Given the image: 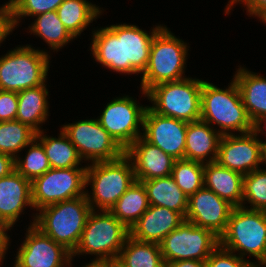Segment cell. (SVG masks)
Listing matches in <instances>:
<instances>
[{
  "instance_id": "5",
  "label": "cell",
  "mask_w": 266,
  "mask_h": 267,
  "mask_svg": "<svg viewBox=\"0 0 266 267\" xmlns=\"http://www.w3.org/2000/svg\"><path fill=\"white\" fill-rule=\"evenodd\" d=\"M86 167V187L92 185V193L87 190L85 195L92 210L110 211L136 180L132 161L125 153L118 159L93 162Z\"/></svg>"
},
{
  "instance_id": "29",
  "label": "cell",
  "mask_w": 266,
  "mask_h": 267,
  "mask_svg": "<svg viewBox=\"0 0 266 267\" xmlns=\"http://www.w3.org/2000/svg\"><path fill=\"white\" fill-rule=\"evenodd\" d=\"M128 267H166L158 243L128 236L118 255Z\"/></svg>"
},
{
  "instance_id": "8",
  "label": "cell",
  "mask_w": 266,
  "mask_h": 267,
  "mask_svg": "<svg viewBox=\"0 0 266 267\" xmlns=\"http://www.w3.org/2000/svg\"><path fill=\"white\" fill-rule=\"evenodd\" d=\"M50 55L31 45L17 46L0 58V90L20 92L46 83Z\"/></svg>"
},
{
  "instance_id": "1",
  "label": "cell",
  "mask_w": 266,
  "mask_h": 267,
  "mask_svg": "<svg viewBox=\"0 0 266 267\" xmlns=\"http://www.w3.org/2000/svg\"><path fill=\"white\" fill-rule=\"evenodd\" d=\"M164 26L147 33L136 25L114 24L92 32L91 53L103 67L121 74L143 73L149 61L154 36Z\"/></svg>"
},
{
  "instance_id": "42",
  "label": "cell",
  "mask_w": 266,
  "mask_h": 267,
  "mask_svg": "<svg viewBox=\"0 0 266 267\" xmlns=\"http://www.w3.org/2000/svg\"><path fill=\"white\" fill-rule=\"evenodd\" d=\"M166 267H206V262L197 260H182L170 262L166 265Z\"/></svg>"
},
{
  "instance_id": "36",
  "label": "cell",
  "mask_w": 266,
  "mask_h": 267,
  "mask_svg": "<svg viewBox=\"0 0 266 267\" xmlns=\"http://www.w3.org/2000/svg\"><path fill=\"white\" fill-rule=\"evenodd\" d=\"M206 267H257V262L243 259L220 245L207 258Z\"/></svg>"
},
{
  "instance_id": "7",
  "label": "cell",
  "mask_w": 266,
  "mask_h": 267,
  "mask_svg": "<svg viewBox=\"0 0 266 267\" xmlns=\"http://www.w3.org/2000/svg\"><path fill=\"white\" fill-rule=\"evenodd\" d=\"M203 80L185 78L164 82L150 88L142 95L152 102L153 112L186 122L201 119V89Z\"/></svg>"
},
{
  "instance_id": "16",
  "label": "cell",
  "mask_w": 266,
  "mask_h": 267,
  "mask_svg": "<svg viewBox=\"0 0 266 267\" xmlns=\"http://www.w3.org/2000/svg\"><path fill=\"white\" fill-rule=\"evenodd\" d=\"M187 126L188 122L161 116L147 106L142 137L174 159H184Z\"/></svg>"
},
{
  "instance_id": "45",
  "label": "cell",
  "mask_w": 266,
  "mask_h": 267,
  "mask_svg": "<svg viewBox=\"0 0 266 267\" xmlns=\"http://www.w3.org/2000/svg\"><path fill=\"white\" fill-rule=\"evenodd\" d=\"M261 144V164L266 165V140L263 142L260 139Z\"/></svg>"
},
{
  "instance_id": "20",
  "label": "cell",
  "mask_w": 266,
  "mask_h": 267,
  "mask_svg": "<svg viewBox=\"0 0 266 267\" xmlns=\"http://www.w3.org/2000/svg\"><path fill=\"white\" fill-rule=\"evenodd\" d=\"M184 220L185 217L179 212L162 206L150 205L129 229V236L139 241L159 244Z\"/></svg>"
},
{
  "instance_id": "39",
  "label": "cell",
  "mask_w": 266,
  "mask_h": 267,
  "mask_svg": "<svg viewBox=\"0 0 266 267\" xmlns=\"http://www.w3.org/2000/svg\"><path fill=\"white\" fill-rule=\"evenodd\" d=\"M243 4L251 17H258L266 9V0H238L235 4Z\"/></svg>"
},
{
  "instance_id": "30",
  "label": "cell",
  "mask_w": 266,
  "mask_h": 267,
  "mask_svg": "<svg viewBox=\"0 0 266 267\" xmlns=\"http://www.w3.org/2000/svg\"><path fill=\"white\" fill-rule=\"evenodd\" d=\"M29 32L37 35L49 46L50 50H58L75 39L65 28L56 11H49L36 15V19L29 26Z\"/></svg>"
},
{
  "instance_id": "38",
  "label": "cell",
  "mask_w": 266,
  "mask_h": 267,
  "mask_svg": "<svg viewBox=\"0 0 266 267\" xmlns=\"http://www.w3.org/2000/svg\"><path fill=\"white\" fill-rule=\"evenodd\" d=\"M14 29L12 8L9 0L5 5L0 7V43H2Z\"/></svg>"
},
{
  "instance_id": "31",
  "label": "cell",
  "mask_w": 266,
  "mask_h": 267,
  "mask_svg": "<svg viewBox=\"0 0 266 267\" xmlns=\"http://www.w3.org/2000/svg\"><path fill=\"white\" fill-rule=\"evenodd\" d=\"M36 133L29 125L17 120L0 122V153L16 158L36 138Z\"/></svg>"
},
{
  "instance_id": "28",
  "label": "cell",
  "mask_w": 266,
  "mask_h": 267,
  "mask_svg": "<svg viewBox=\"0 0 266 267\" xmlns=\"http://www.w3.org/2000/svg\"><path fill=\"white\" fill-rule=\"evenodd\" d=\"M44 130L36 133V140L43 146L51 168L79 167L82 159L68 136L60 129L58 138L46 136Z\"/></svg>"
},
{
  "instance_id": "44",
  "label": "cell",
  "mask_w": 266,
  "mask_h": 267,
  "mask_svg": "<svg viewBox=\"0 0 266 267\" xmlns=\"http://www.w3.org/2000/svg\"><path fill=\"white\" fill-rule=\"evenodd\" d=\"M262 123H263V126H262ZM265 127V129H264ZM266 130V115L261 118L257 124L254 126V130L258 133V135L263 134V130ZM264 134H266V132H264Z\"/></svg>"
},
{
  "instance_id": "14",
  "label": "cell",
  "mask_w": 266,
  "mask_h": 267,
  "mask_svg": "<svg viewBox=\"0 0 266 267\" xmlns=\"http://www.w3.org/2000/svg\"><path fill=\"white\" fill-rule=\"evenodd\" d=\"M13 267H72V253L63 245L29 225Z\"/></svg>"
},
{
  "instance_id": "27",
  "label": "cell",
  "mask_w": 266,
  "mask_h": 267,
  "mask_svg": "<svg viewBox=\"0 0 266 267\" xmlns=\"http://www.w3.org/2000/svg\"><path fill=\"white\" fill-rule=\"evenodd\" d=\"M149 206L147 192L143 183L135 180L117 200L110 212L130 229Z\"/></svg>"
},
{
  "instance_id": "13",
  "label": "cell",
  "mask_w": 266,
  "mask_h": 267,
  "mask_svg": "<svg viewBox=\"0 0 266 267\" xmlns=\"http://www.w3.org/2000/svg\"><path fill=\"white\" fill-rule=\"evenodd\" d=\"M147 106L138 105L134 98L116 97L107 103L97 118L101 126L126 150L136 139L142 136L140 126Z\"/></svg>"
},
{
  "instance_id": "19",
  "label": "cell",
  "mask_w": 266,
  "mask_h": 267,
  "mask_svg": "<svg viewBox=\"0 0 266 267\" xmlns=\"http://www.w3.org/2000/svg\"><path fill=\"white\" fill-rule=\"evenodd\" d=\"M25 206L34 209L31 181L14 170L0 179V224L12 228Z\"/></svg>"
},
{
  "instance_id": "22",
  "label": "cell",
  "mask_w": 266,
  "mask_h": 267,
  "mask_svg": "<svg viewBox=\"0 0 266 267\" xmlns=\"http://www.w3.org/2000/svg\"><path fill=\"white\" fill-rule=\"evenodd\" d=\"M234 80L240 90L248 117L255 126L266 115V78L240 66Z\"/></svg>"
},
{
  "instance_id": "32",
  "label": "cell",
  "mask_w": 266,
  "mask_h": 267,
  "mask_svg": "<svg viewBox=\"0 0 266 267\" xmlns=\"http://www.w3.org/2000/svg\"><path fill=\"white\" fill-rule=\"evenodd\" d=\"M171 176L189 197L204 186V164L187 159L175 160Z\"/></svg>"
},
{
  "instance_id": "35",
  "label": "cell",
  "mask_w": 266,
  "mask_h": 267,
  "mask_svg": "<svg viewBox=\"0 0 266 267\" xmlns=\"http://www.w3.org/2000/svg\"><path fill=\"white\" fill-rule=\"evenodd\" d=\"M64 0H10L14 28L23 17H35L38 14L56 11Z\"/></svg>"
},
{
  "instance_id": "33",
  "label": "cell",
  "mask_w": 266,
  "mask_h": 267,
  "mask_svg": "<svg viewBox=\"0 0 266 267\" xmlns=\"http://www.w3.org/2000/svg\"><path fill=\"white\" fill-rule=\"evenodd\" d=\"M29 147L25 158H15V170L31 182L47 172L51 166L45 154L43 146L34 139Z\"/></svg>"
},
{
  "instance_id": "48",
  "label": "cell",
  "mask_w": 266,
  "mask_h": 267,
  "mask_svg": "<svg viewBox=\"0 0 266 267\" xmlns=\"http://www.w3.org/2000/svg\"><path fill=\"white\" fill-rule=\"evenodd\" d=\"M83 267H101L98 263H88Z\"/></svg>"
},
{
  "instance_id": "26",
  "label": "cell",
  "mask_w": 266,
  "mask_h": 267,
  "mask_svg": "<svg viewBox=\"0 0 266 267\" xmlns=\"http://www.w3.org/2000/svg\"><path fill=\"white\" fill-rule=\"evenodd\" d=\"M56 12L68 32L77 38L102 10L87 0H64Z\"/></svg>"
},
{
  "instance_id": "10",
  "label": "cell",
  "mask_w": 266,
  "mask_h": 267,
  "mask_svg": "<svg viewBox=\"0 0 266 267\" xmlns=\"http://www.w3.org/2000/svg\"><path fill=\"white\" fill-rule=\"evenodd\" d=\"M159 245L165 265L182 260L206 261L219 246V237L209 229L184 220Z\"/></svg>"
},
{
  "instance_id": "40",
  "label": "cell",
  "mask_w": 266,
  "mask_h": 267,
  "mask_svg": "<svg viewBox=\"0 0 266 267\" xmlns=\"http://www.w3.org/2000/svg\"><path fill=\"white\" fill-rule=\"evenodd\" d=\"M15 170V158L11 155L0 153V179L10 175Z\"/></svg>"
},
{
  "instance_id": "6",
  "label": "cell",
  "mask_w": 266,
  "mask_h": 267,
  "mask_svg": "<svg viewBox=\"0 0 266 267\" xmlns=\"http://www.w3.org/2000/svg\"><path fill=\"white\" fill-rule=\"evenodd\" d=\"M188 48L187 43L174 36L167 26H164L152 41L149 61L141 75V91L147 93L157 84L187 78L184 71Z\"/></svg>"
},
{
  "instance_id": "23",
  "label": "cell",
  "mask_w": 266,
  "mask_h": 267,
  "mask_svg": "<svg viewBox=\"0 0 266 267\" xmlns=\"http://www.w3.org/2000/svg\"><path fill=\"white\" fill-rule=\"evenodd\" d=\"M204 186L234 207L242 206L243 175L220 166L216 161L204 164Z\"/></svg>"
},
{
  "instance_id": "12",
  "label": "cell",
  "mask_w": 266,
  "mask_h": 267,
  "mask_svg": "<svg viewBox=\"0 0 266 267\" xmlns=\"http://www.w3.org/2000/svg\"><path fill=\"white\" fill-rule=\"evenodd\" d=\"M82 160L93 162L120 158L125 150L101 126L98 119L79 120L61 127Z\"/></svg>"
},
{
  "instance_id": "37",
  "label": "cell",
  "mask_w": 266,
  "mask_h": 267,
  "mask_svg": "<svg viewBox=\"0 0 266 267\" xmlns=\"http://www.w3.org/2000/svg\"><path fill=\"white\" fill-rule=\"evenodd\" d=\"M17 109V92L0 90V122L15 120Z\"/></svg>"
},
{
  "instance_id": "41",
  "label": "cell",
  "mask_w": 266,
  "mask_h": 267,
  "mask_svg": "<svg viewBox=\"0 0 266 267\" xmlns=\"http://www.w3.org/2000/svg\"><path fill=\"white\" fill-rule=\"evenodd\" d=\"M11 230V228L6 224H0V261L5 259L6 251L10 246V236L6 231Z\"/></svg>"
},
{
  "instance_id": "11",
  "label": "cell",
  "mask_w": 266,
  "mask_h": 267,
  "mask_svg": "<svg viewBox=\"0 0 266 267\" xmlns=\"http://www.w3.org/2000/svg\"><path fill=\"white\" fill-rule=\"evenodd\" d=\"M87 167L50 168L31 182L32 203L42 207L86 194ZM85 190V191H84Z\"/></svg>"
},
{
  "instance_id": "17",
  "label": "cell",
  "mask_w": 266,
  "mask_h": 267,
  "mask_svg": "<svg viewBox=\"0 0 266 267\" xmlns=\"http://www.w3.org/2000/svg\"><path fill=\"white\" fill-rule=\"evenodd\" d=\"M233 208L234 206L228 201L203 186L188 197L185 220L198 227L209 229L220 237L227 228Z\"/></svg>"
},
{
  "instance_id": "25",
  "label": "cell",
  "mask_w": 266,
  "mask_h": 267,
  "mask_svg": "<svg viewBox=\"0 0 266 267\" xmlns=\"http://www.w3.org/2000/svg\"><path fill=\"white\" fill-rule=\"evenodd\" d=\"M140 182L146 189L149 205L166 207L185 217L188 196L179 188L171 175Z\"/></svg>"
},
{
  "instance_id": "47",
  "label": "cell",
  "mask_w": 266,
  "mask_h": 267,
  "mask_svg": "<svg viewBox=\"0 0 266 267\" xmlns=\"http://www.w3.org/2000/svg\"><path fill=\"white\" fill-rule=\"evenodd\" d=\"M259 20H262L263 23H266V9L258 16Z\"/></svg>"
},
{
  "instance_id": "15",
  "label": "cell",
  "mask_w": 266,
  "mask_h": 267,
  "mask_svg": "<svg viewBox=\"0 0 266 267\" xmlns=\"http://www.w3.org/2000/svg\"><path fill=\"white\" fill-rule=\"evenodd\" d=\"M216 162L243 176L260 168L261 144L258 133L222 135Z\"/></svg>"
},
{
  "instance_id": "21",
  "label": "cell",
  "mask_w": 266,
  "mask_h": 267,
  "mask_svg": "<svg viewBox=\"0 0 266 267\" xmlns=\"http://www.w3.org/2000/svg\"><path fill=\"white\" fill-rule=\"evenodd\" d=\"M221 137L217 128L213 129L210 124L201 119L189 122L186 131L184 159L203 164L215 162Z\"/></svg>"
},
{
  "instance_id": "9",
  "label": "cell",
  "mask_w": 266,
  "mask_h": 267,
  "mask_svg": "<svg viewBox=\"0 0 266 267\" xmlns=\"http://www.w3.org/2000/svg\"><path fill=\"white\" fill-rule=\"evenodd\" d=\"M129 236V229L110 211L92 210L86 221L77 248L76 255H96L91 263H99L111 257H117Z\"/></svg>"
},
{
  "instance_id": "46",
  "label": "cell",
  "mask_w": 266,
  "mask_h": 267,
  "mask_svg": "<svg viewBox=\"0 0 266 267\" xmlns=\"http://www.w3.org/2000/svg\"><path fill=\"white\" fill-rule=\"evenodd\" d=\"M238 0H229L228 4L226 5L225 8V13L224 14H228L231 13L230 10L234 7L233 5L237 2Z\"/></svg>"
},
{
  "instance_id": "4",
  "label": "cell",
  "mask_w": 266,
  "mask_h": 267,
  "mask_svg": "<svg viewBox=\"0 0 266 267\" xmlns=\"http://www.w3.org/2000/svg\"><path fill=\"white\" fill-rule=\"evenodd\" d=\"M219 245L243 259L248 254L257 260V267H266V211L234 207Z\"/></svg>"
},
{
  "instance_id": "18",
  "label": "cell",
  "mask_w": 266,
  "mask_h": 267,
  "mask_svg": "<svg viewBox=\"0 0 266 267\" xmlns=\"http://www.w3.org/2000/svg\"><path fill=\"white\" fill-rule=\"evenodd\" d=\"M125 154L132 161L137 181L170 176L176 160L142 136L125 150Z\"/></svg>"
},
{
  "instance_id": "24",
  "label": "cell",
  "mask_w": 266,
  "mask_h": 267,
  "mask_svg": "<svg viewBox=\"0 0 266 267\" xmlns=\"http://www.w3.org/2000/svg\"><path fill=\"white\" fill-rule=\"evenodd\" d=\"M46 86L44 84L17 93L18 109L15 120L29 125L36 132L42 131L41 126L49 116V91Z\"/></svg>"
},
{
  "instance_id": "34",
  "label": "cell",
  "mask_w": 266,
  "mask_h": 267,
  "mask_svg": "<svg viewBox=\"0 0 266 267\" xmlns=\"http://www.w3.org/2000/svg\"><path fill=\"white\" fill-rule=\"evenodd\" d=\"M242 188L243 207L248 202L251 206L249 209L266 211V169L258 168L244 175Z\"/></svg>"
},
{
  "instance_id": "3",
  "label": "cell",
  "mask_w": 266,
  "mask_h": 267,
  "mask_svg": "<svg viewBox=\"0 0 266 267\" xmlns=\"http://www.w3.org/2000/svg\"><path fill=\"white\" fill-rule=\"evenodd\" d=\"M228 88L220 89L203 80L201 89V120L219 126L221 135L239 134L254 130L244 107L240 90L234 78ZM234 131V133H233Z\"/></svg>"
},
{
  "instance_id": "2",
  "label": "cell",
  "mask_w": 266,
  "mask_h": 267,
  "mask_svg": "<svg viewBox=\"0 0 266 267\" xmlns=\"http://www.w3.org/2000/svg\"><path fill=\"white\" fill-rule=\"evenodd\" d=\"M38 211L32 225L73 253L92 211L86 195L50 204Z\"/></svg>"
},
{
  "instance_id": "43",
  "label": "cell",
  "mask_w": 266,
  "mask_h": 267,
  "mask_svg": "<svg viewBox=\"0 0 266 267\" xmlns=\"http://www.w3.org/2000/svg\"><path fill=\"white\" fill-rule=\"evenodd\" d=\"M98 264L101 267H128L119 256L102 260Z\"/></svg>"
}]
</instances>
